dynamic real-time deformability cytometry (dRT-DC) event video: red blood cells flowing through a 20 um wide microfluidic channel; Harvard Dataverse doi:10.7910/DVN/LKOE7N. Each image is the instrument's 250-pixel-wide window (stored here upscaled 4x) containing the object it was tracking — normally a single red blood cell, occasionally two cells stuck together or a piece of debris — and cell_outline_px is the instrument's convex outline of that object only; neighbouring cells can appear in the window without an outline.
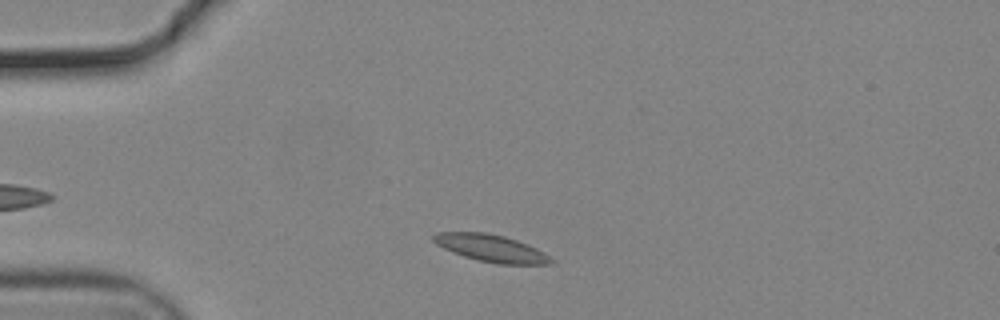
{"species": "common noctule bat (a hibernating species)", "species_latin": "Nyctalus noctula", "temperature_condition": "cold", "stored_images_in_passage": 36, "camera_frame_rate_fps": 3000, "um_per_image_px": 0.085, "animal": {"sex": "male", "body_mass_g": 19.2, "forearm_length_mm": 51.8}, "frame": {"image": 1, "passage_image": 5, "time_ms": 1.333, "image_size_px": [1000, 320], "cell_outline_px": [[552, 264], [496, 264], [464, 256], [444, 248], [436, 244], [432, 240], [432, 236], [436, 232], [484, 232], [504, 236], [516, 240], [536, 248], [544, 252], [552, 260]], "centroid_in_image_um": [41.72, 21.09], "position_along_channel_um": 43.3, "area_um2": 18.38}}
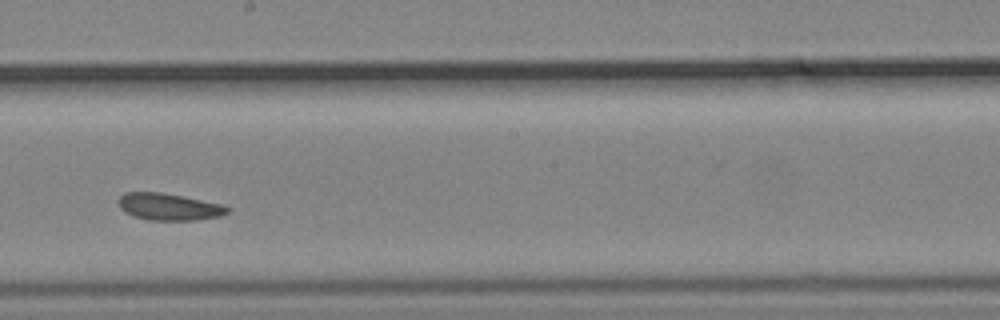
{"frame": {"image": 2, "passage_image": 23, "time_ms": 7.333, "image_size_px": [1000, 320], "cell_outline_px": [[232, 208], [228, 212], [220, 216], [196, 220], [148, 220], [132, 216], [124, 212], [120, 208], [116, 200], [124, 192], [160, 192], [220, 204]], "centroid_in_image_um": [14.3, 17.58], "position_along_channel_um": 233.9, "area_um2": 17.11}}
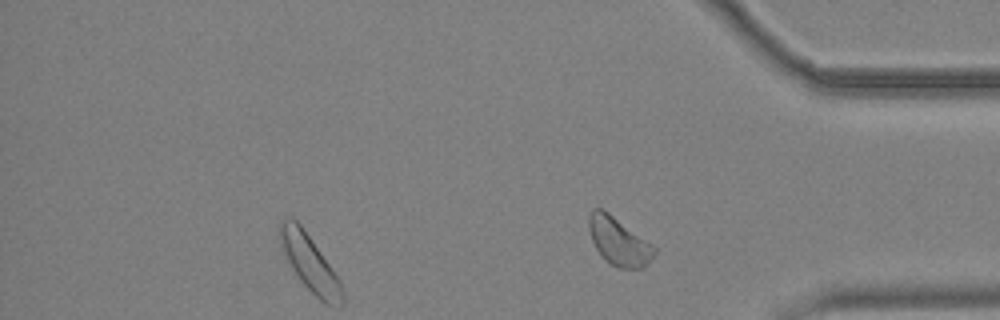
{"frame": {"image": 3, "passage_image": 36, "time_ms": 11.667, "image_size_px": [1000, 320], "cell_outline_px": [[656, 252], [640, 268], [620, 268], [608, 264], [604, 260], [596, 248], [592, 240], [588, 228], [588, 216], [592, 208], [600, 208], [608, 212], [652, 244], [656, 248]], "centroid_in_image_um": [52.54, 20.5], "position_along_channel_um": 382.7, "area_um2": 18.03}, "authors_computed_cell_mechanics": {"area_um2": 17.629, "velocity_mm_per_s": 3.6484, "shape_relaxation_time_tau1_ms": 4.0133, "shape_relaxation_time_tau2_ms": null, "deformation_change_tau1": 0.0701, "deformation_change_tau2": null}}